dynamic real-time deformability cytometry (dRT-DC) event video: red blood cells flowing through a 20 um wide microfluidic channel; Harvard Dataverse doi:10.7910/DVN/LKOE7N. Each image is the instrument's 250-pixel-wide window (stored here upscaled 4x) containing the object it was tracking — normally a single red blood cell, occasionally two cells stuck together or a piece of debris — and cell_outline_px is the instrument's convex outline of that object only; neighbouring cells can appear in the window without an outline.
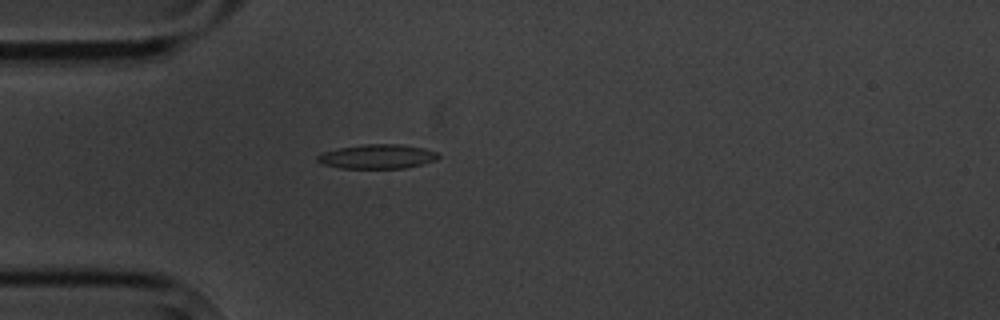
{"species": "common noctule bat (a hibernating species)", "species_latin": "Nyctalus noctula", "temperature_condition": "cold", "stored_images_in_passage": 4, "camera_frame_rate_fps": 3000, "um_per_image_px": 0.085, "animal": {"sex": "male", "body_mass_g": 20.1, "forearm_length_mm": 53.5}, "frame": {"image": 1, "passage_image": 4, "time_ms": 4.667, "image_size_px": [1000, 320], "cell_outline_px": [[440, 156], [436, 160], [424, 164], [404, 168], [340, 168], [320, 164], [316, 160], [316, 156], [324, 152], [340, 148], [364, 144], [400, 144], [424, 148], [436, 152]], "centroid_in_image_um": [32.07, 13.31], "position_along_channel_um": 52.9, "area_um2": 17.17}}